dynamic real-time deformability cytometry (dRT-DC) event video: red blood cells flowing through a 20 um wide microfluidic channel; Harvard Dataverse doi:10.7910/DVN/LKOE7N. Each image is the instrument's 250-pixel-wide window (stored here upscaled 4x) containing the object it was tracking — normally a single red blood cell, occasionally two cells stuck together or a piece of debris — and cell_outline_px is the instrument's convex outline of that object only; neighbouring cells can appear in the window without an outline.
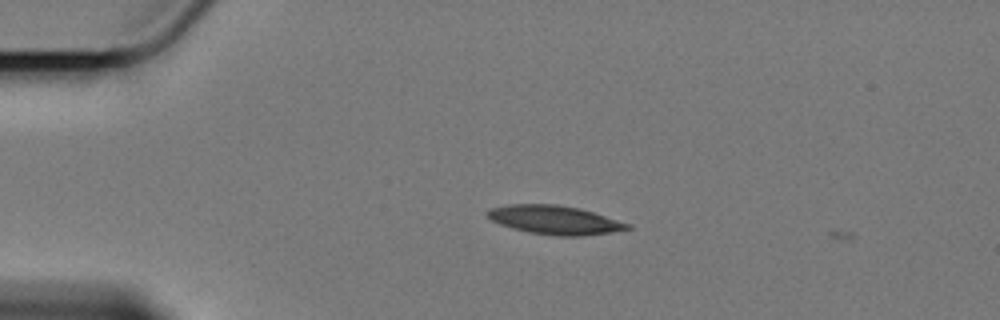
{"species": "Egyptian fruit bat (a non-hibernating species)", "species_latin": "Rousettus aegyptiacus", "temperature_condition": "cold", "stored_images_in_passage": 2, "camera_frame_rate_fps": 3000, "um_per_image_px": 0.085, "animal": {"sex": "female"}, "frame": {"image": 1, "passage_image": 1, "time_ms": 0.0, "image_size_px": [1000, 320], "cell_outline_px": [[632, 228], [612, 232], [584, 236], [552, 236], [528, 232], [512, 228], [500, 224], [492, 220], [484, 212], [492, 208], [508, 204], [556, 204], [580, 208], [632, 224]], "centroid_in_image_um": [47.17, 18.7], "position_along_channel_um": 37.8, "area_um2": 23.64}}